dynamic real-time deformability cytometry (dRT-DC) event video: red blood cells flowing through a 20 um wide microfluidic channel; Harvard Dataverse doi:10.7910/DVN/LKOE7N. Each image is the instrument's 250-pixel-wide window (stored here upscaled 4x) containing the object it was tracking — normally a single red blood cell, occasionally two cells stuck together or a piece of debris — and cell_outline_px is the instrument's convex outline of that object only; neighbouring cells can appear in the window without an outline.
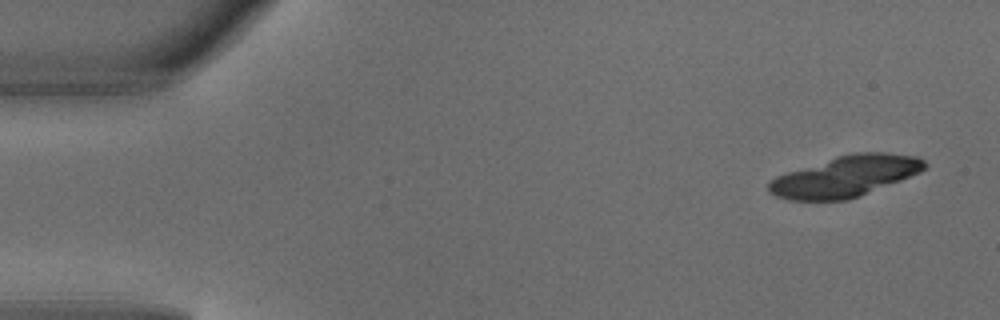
{"species": "common noctule bat (a hibernating species)", "species_latin": "Nyctalus noctula", "temperature_condition": "warm", "stored_images_in_passage": 5, "camera_frame_rate_fps": 3000, "um_per_image_px": 0.085, "animal": {"sex": "male", "body_mass_g": 18.8}, "frame": {"image": 1, "passage_image": 1, "time_ms": 0.0, "image_size_px": [1000, 320], "cell_outline_px": [[928, 168], [920, 172], [900, 180], [848, 200], [788, 200], [776, 196], [768, 192], [768, 184], [776, 176], [836, 156], [856, 152], [884, 152], [916, 156], [924, 160], [928, 164]], "centroid_in_image_um": [71.87, 14.98], "position_along_channel_um": 13.1, "area_um2": 36.93}}